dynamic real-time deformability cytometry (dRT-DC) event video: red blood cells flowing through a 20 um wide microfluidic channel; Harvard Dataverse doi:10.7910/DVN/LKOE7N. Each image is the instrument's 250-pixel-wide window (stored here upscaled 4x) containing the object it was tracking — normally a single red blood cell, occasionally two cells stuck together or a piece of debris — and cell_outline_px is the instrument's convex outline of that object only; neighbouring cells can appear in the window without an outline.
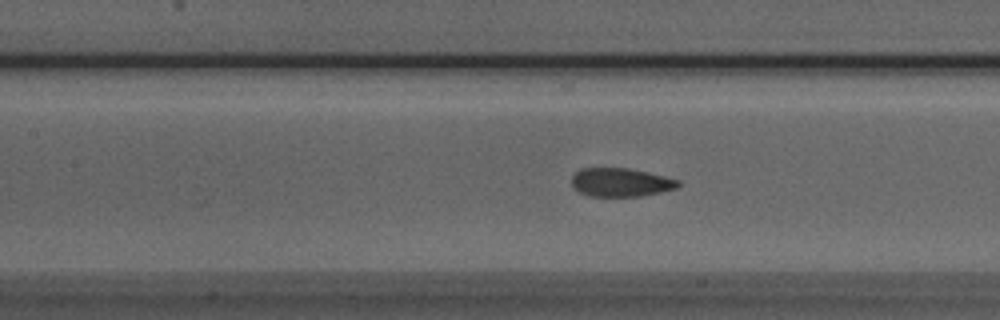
{"species": "Egyptian fruit bat (a non-hibernating species)", "species_latin": "Rousettus aegyptiacus", "temperature_condition": "room temperature", "stored_images_in_passage": 52, "camera_frame_rate_fps": 3000, "um_per_image_px": 0.085, "animal": {"sex": "male"}, "frame": {"image": 1, "passage_image": 22, "time_ms": 7.0, "image_size_px": [1000, 320], "cell_outline_px": [[680, 184], [676, 188], [660, 192], [640, 196], [588, 196], [580, 192], [572, 184], [572, 176], [580, 168], [628, 168], [648, 172], [680, 180]], "centroid_in_image_um": [52.77, 15.49], "position_along_channel_um": 154.6, "area_um2": 17.63}}
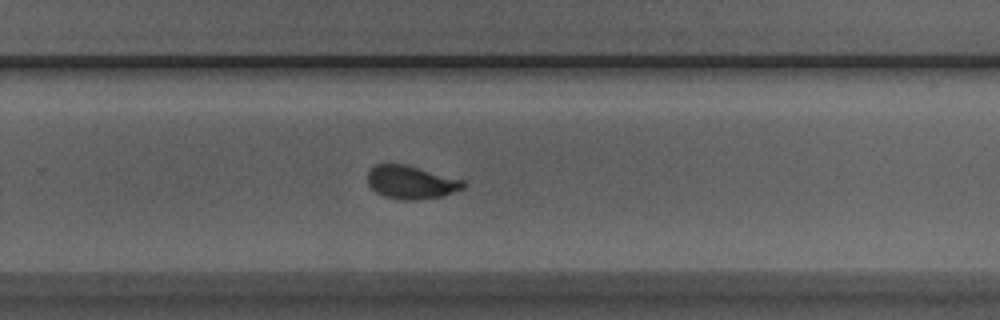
{"frame": {"image": 2, "passage_image": 33, "time_ms": 10.667, "image_size_px": [1000, 320], "cell_outline_px": [[464, 188], [444, 196], [416, 200], [400, 200], [384, 196], [376, 192], [368, 184], [368, 172], [376, 164], [404, 164], [464, 180]], "centroid_in_image_um": [34.94, 15.51], "position_along_channel_um": 294.9, "area_um2": 18.44}}
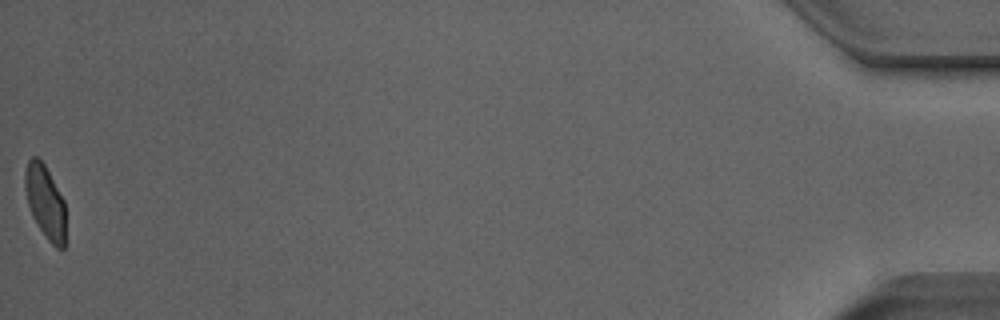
{"frame": {"image": 3, "passage_image": 52, "time_ms": 17.0, "image_size_px": [1000, 320], "cell_outline_px": [[64, 248], [56, 248], [48, 240], [32, 216], [28, 204], [24, 188], [24, 172], [28, 160], [32, 156], [36, 156], [44, 164], [64, 200]], "centroid_in_image_um": [3.81, 17.12], "position_along_channel_um": 431.4, "area_um2": 17.11}, "authors_computed_cell_mechanics": {"area_um2": 18.496, "velocity_mm_per_s": 3.8374, "shape_relaxation_time_tau1_ms": 3.9056, "shape_relaxation_time_tau2_ms": 0.7501, "deformation_change_tau1": 0.1642, "deformation_change_tau2": 0.061}}